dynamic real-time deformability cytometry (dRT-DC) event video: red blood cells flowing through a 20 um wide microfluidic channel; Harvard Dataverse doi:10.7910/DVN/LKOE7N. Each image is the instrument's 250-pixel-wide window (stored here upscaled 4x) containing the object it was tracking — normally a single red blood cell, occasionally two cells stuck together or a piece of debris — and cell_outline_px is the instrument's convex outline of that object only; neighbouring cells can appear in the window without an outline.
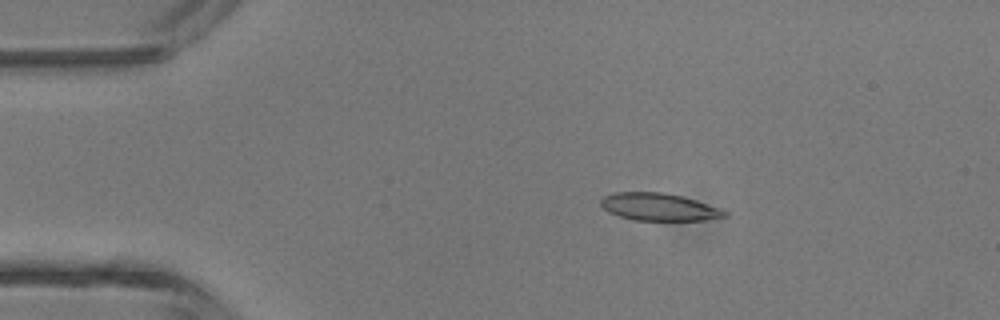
{"species": "common noctule bat (a hibernating species)", "species_latin": "Nyctalus noctula", "temperature_condition": "room temperature", "stored_images_in_passage": 5, "camera_frame_rate_fps": 3000, "um_per_image_px": 0.085, "animal": {"sex": "male", "body_mass_g": 13.3}, "frame": {"image": 1, "passage_image": 3, "time_ms": 2.333, "image_size_px": [1000, 320], "cell_outline_px": [[728, 216], [704, 220], [636, 220], [620, 216], [608, 212], [600, 204], [600, 200], [604, 196], [616, 192], [660, 192], [684, 196], [720, 208], [728, 212]], "centroid_in_image_um": [56.02, 17.58], "position_along_channel_um": 29.0, "area_um2": 19.77}}
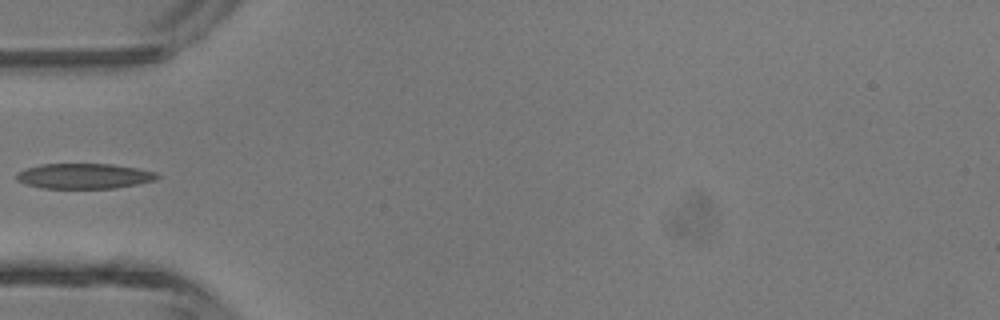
{"frame": {"image": 2, "passage_image": 5, "time_ms": 4.667, "image_size_px": [1000, 320], "cell_outline_px": [[160, 176], [156, 180], [116, 188], [44, 188], [28, 184], [16, 180], [16, 172], [40, 164], [112, 164], [136, 168], [156, 172]], "centroid_in_image_um": [7.16, 14.96], "position_along_channel_um": 77.8, "area_um2": 20.58}}